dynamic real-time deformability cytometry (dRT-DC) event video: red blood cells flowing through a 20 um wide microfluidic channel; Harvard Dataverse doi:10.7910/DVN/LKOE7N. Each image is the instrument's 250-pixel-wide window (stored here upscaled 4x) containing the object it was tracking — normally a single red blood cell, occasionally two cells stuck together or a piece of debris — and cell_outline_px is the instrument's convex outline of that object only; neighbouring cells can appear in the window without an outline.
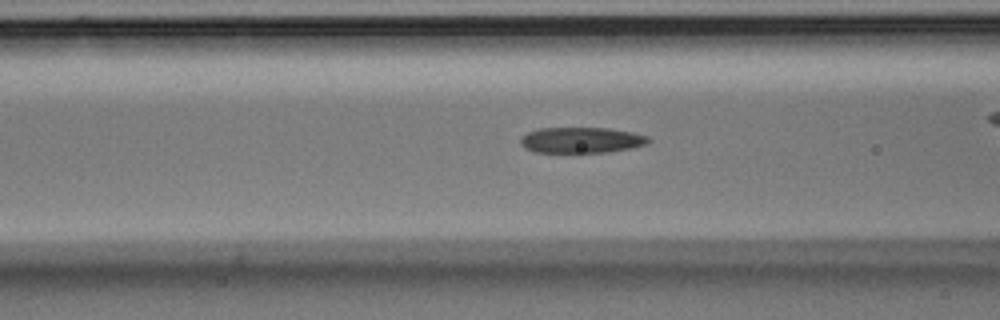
{"species": "Egyptian fruit bat (a non-hibernating species)", "species_latin": "Rousettus aegyptiacus", "temperature_condition": "room temperature", "stored_images_in_passage": 49, "camera_frame_rate_fps": 3000, "um_per_image_px": 0.085, "animal": {"sex": "male"}, "frame": {"image": 1, "passage_image": 14, "time_ms": 4.333, "image_size_px": [1000, 320], "cell_outline_px": [[652, 140], [648, 144], [632, 148], [608, 152], [576, 156], [532, 152], [524, 148], [520, 144], [520, 140], [528, 132], [540, 128], [608, 128], [632, 132], [648, 136]], "centroid_in_image_um": [49.4, 11.97], "position_along_channel_um": 117.2, "area_um2": 20.4}}
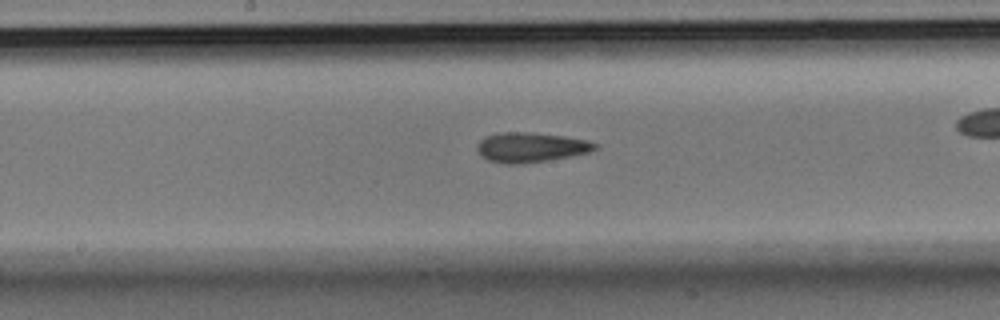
{"frame": {"image": 2, "passage_image": 21, "time_ms": 6.667, "image_size_px": [1000, 320], "cell_outline_px": [[600, 148], [588, 152], [572, 156], [548, 160], [520, 164], [504, 164], [488, 160], [480, 156], [476, 148], [476, 144], [484, 136], [500, 132], [532, 132], [564, 136], [588, 140], [600, 144]], "centroid_in_image_um": [45.12, 12.52], "position_along_channel_um": 203.1, "area_um2": 20.87}}
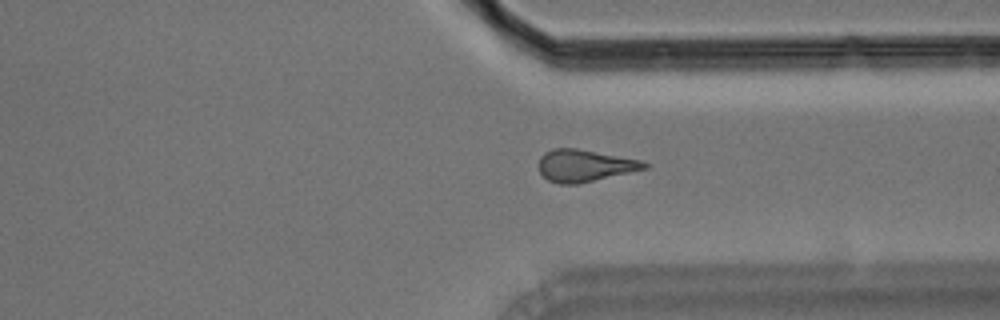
{"frame": {"image": 3, "passage_image": 34, "time_ms": 11.0, "image_size_px": [1000, 320], "cell_outline_px": [[652, 164], [648, 168], [576, 184], [560, 184], [548, 180], [540, 172], [540, 156], [544, 152], [552, 148], [576, 148], [640, 160]], "centroid_in_image_um": [49.7, 14.07], "position_along_channel_um": 361.7, "area_um2": 19.54}, "authors_computed_cell_mechanics": {"area_um2": 19.5364, "velocity_mm_per_s": 3.668, "shape_relaxation_time_tau1_ms": null, "shape_relaxation_time_tau2_ms": 4.1736, "deformation_change_tau1": null, "deformation_change_tau2": 0.1463}}